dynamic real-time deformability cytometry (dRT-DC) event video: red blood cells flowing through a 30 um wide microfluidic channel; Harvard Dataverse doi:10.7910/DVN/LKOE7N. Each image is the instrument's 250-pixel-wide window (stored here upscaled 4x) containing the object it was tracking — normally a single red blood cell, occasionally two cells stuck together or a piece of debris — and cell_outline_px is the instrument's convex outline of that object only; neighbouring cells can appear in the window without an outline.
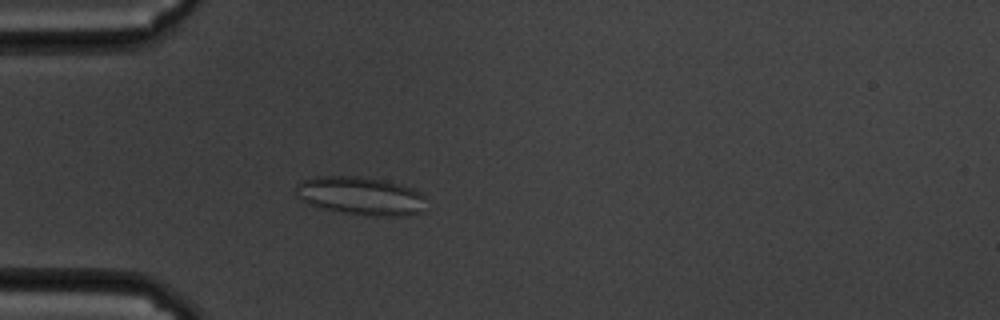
{"species": "common noctule bat (a hibernating species)", "species_latin": "Nyctalus noctula", "temperature_condition": "cold", "stored_images_in_passage": 59, "camera_frame_rate_fps": 3000, "um_per_image_px": 0.085, "animal": {"sex": "male", "body_mass_g": 19.5, "forearm_length_mm": 54.6}, "frame": {"image": 1, "passage_image": 17, "time_ms": 5.333, "image_size_px": [1000, 320], "cell_outline_px": [[424, 212], [408, 216], [376, 216], [344, 212], [324, 208], [308, 204], [300, 200], [296, 196], [296, 184], [300, 180], [316, 176], [360, 176], [388, 180], [412, 188], [420, 192], [424, 196]], "centroid_in_image_um": [30.66, 16.64], "position_along_channel_um": 54.3, "area_um2": 29.42}}
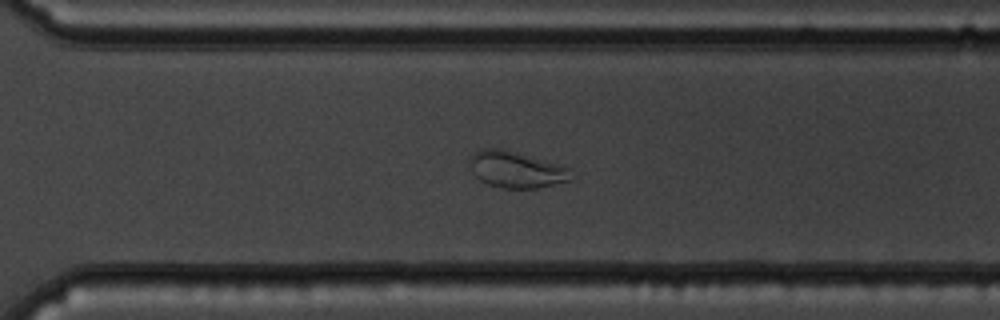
{"frame": {"image": 2, "passage_image": 42, "time_ms": 13.667, "image_size_px": [1000, 320], "cell_outline_px": [[576, 176], [572, 180], [536, 188], [504, 188], [488, 184], [480, 180], [472, 172], [468, 164], [468, 160], [472, 152], [480, 148], [500, 148], [560, 164], [568, 168]], "centroid_in_image_um": [43.86, 14.4], "position_along_channel_um": 326.7, "area_um2": 21.79}}
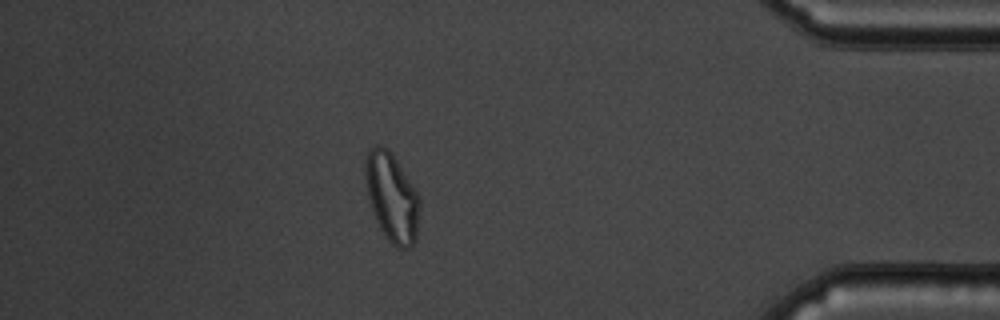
{"frame": {"image": 3, "passage_image": 52, "time_ms": 17.0, "image_size_px": [1000, 320], "cell_outline_px": [[420, 204], [416, 240], [412, 248], [396, 248], [388, 240], [380, 228], [376, 220], [368, 196], [364, 176], [364, 160], [368, 148], [376, 144], [380, 144], [388, 148], [396, 160], [416, 192], [420, 200]], "centroid_in_image_um": [33.28, 16.76], "position_along_channel_um": 401.9, "area_um2": 28.15}, "authors_computed_cell_mechanics": {"area_um2": 26.8192, "velocity_mm_per_s": 3.3714, "shape_relaxation_time_tau1_ms": null, "shape_relaxation_time_tau2_ms": 0.9935, "deformation_change_tau1": null, "deformation_change_tau2": 0.0656}}